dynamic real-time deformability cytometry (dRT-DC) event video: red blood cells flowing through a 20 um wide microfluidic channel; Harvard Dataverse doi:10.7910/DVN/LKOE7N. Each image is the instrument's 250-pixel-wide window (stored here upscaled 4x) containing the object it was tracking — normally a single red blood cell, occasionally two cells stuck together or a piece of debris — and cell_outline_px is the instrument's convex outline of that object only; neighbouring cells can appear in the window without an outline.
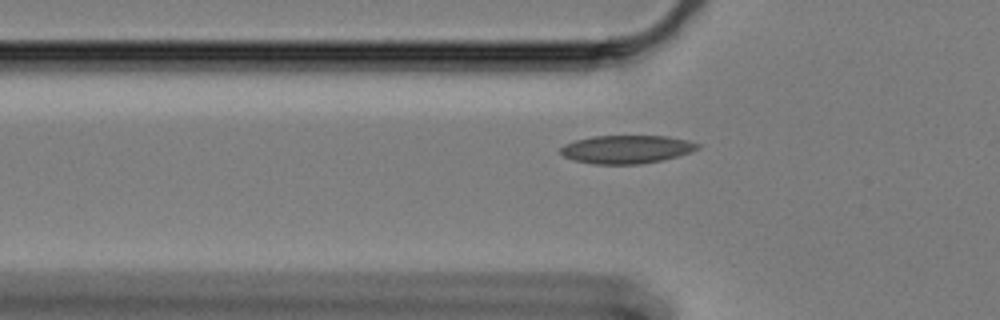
{"species": "Egyptian fruit bat (a non-hibernating species)", "species_latin": "Rousettus aegyptiacus", "temperature_condition": "cold", "stored_images_in_passage": 40, "camera_frame_rate_fps": 3000, "um_per_image_px": 0.085, "animal": {"sex": "female"}, "frame": {"image": 1, "passage_image": 5, "time_ms": 1.333, "image_size_px": [1000, 320], "cell_outline_px": [[700, 148], [676, 156], [660, 160], [640, 164], [596, 164], [576, 160], [564, 156], [560, 152], [560, 148], [564, 144], [576, 140], [592, 136], [668, 136], [688, 140], [700, 144]], "centroid_in_image_um": [53.25, 12.68], "position_along_channel_um": 72.5, "area_um2": 22.31}}
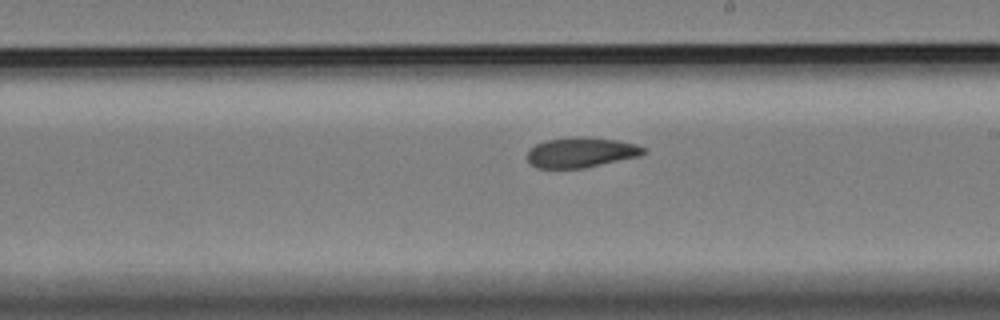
{"frame": {"image": 2, "passage_image": 20, "time_ms": 6.333, "image_size_px": [1000, 320], "cell_outline_px": [[648, 152], [640, 156], [584, 168], [536, 168], [528, 160], [528, 148], [544, 140], [576, 136], [588, 136], [616, 140], [636, 144], [648, 148]], "centroid_in_image_um": [49.42, 12.94], "position_along_channel_um": 239.6, "area_um2": 20.75}}
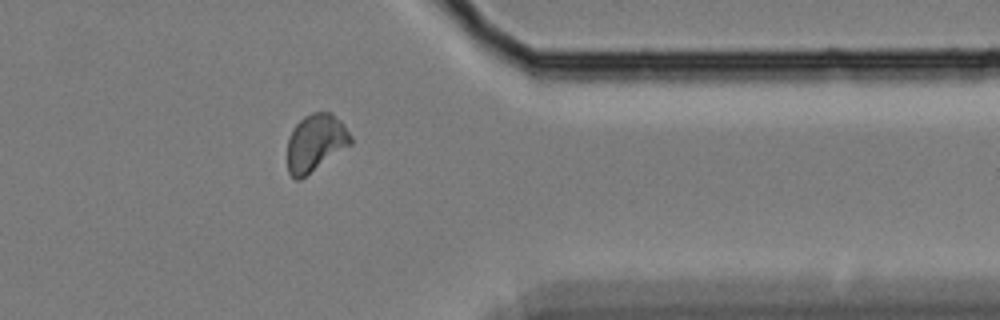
{"frame": {"image": 3, "passage_image": 34, "time_ms": 11.0, "image_size_px": [1000, 320], "cell_outline_px": [[352, 144], [300, 180], [296, 180], [288, 172], [288, 140], [292, 128], [304, 116], [312, 112], [332, 112], [344, 124], [352, 136]], "centroid_in_image_um": [26.83, 12.12], "position_along_channel_um": 384.6, "area_um2": 21.27}}